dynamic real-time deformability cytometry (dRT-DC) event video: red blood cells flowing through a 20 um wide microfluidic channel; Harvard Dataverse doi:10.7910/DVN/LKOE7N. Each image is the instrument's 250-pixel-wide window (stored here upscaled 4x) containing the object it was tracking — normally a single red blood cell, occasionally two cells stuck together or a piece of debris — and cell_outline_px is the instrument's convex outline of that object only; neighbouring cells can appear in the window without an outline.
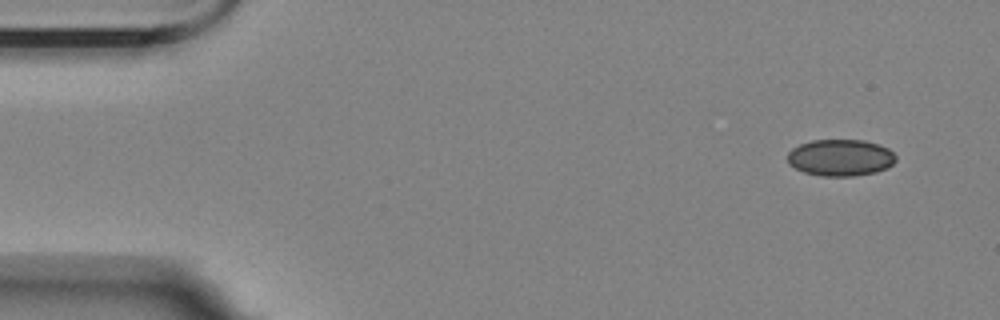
{"species": "Egyptian fruit bat (a non-hibernating species)", "species_latin": "Rousettus aegyptiacus", "temperature_condition": "room temperature", "stored_images_in_passage": 10, "camera_frame_rate_fps": 3000, "um_per_image_px": 0.085, "animal": {"sex": "female"}, "frame": {"image": 1, "passage_image": 1, "time_ms": 0.0, "image_size_px": [1000, 320], "cell_outline_px": [[896, 160], [888, 168], [876, 172], [856, 176], [820, 176], [804, 172], [788, 164], [788, 152], [792, 148], [800, 144], [812, 140], [864, 140], [880, 144], [888, 148], [896, 156]], "centroid_in_image_um": [71.45, 13.4], "position_along_channel_um": 13.5, "area_um2": 23.35}}
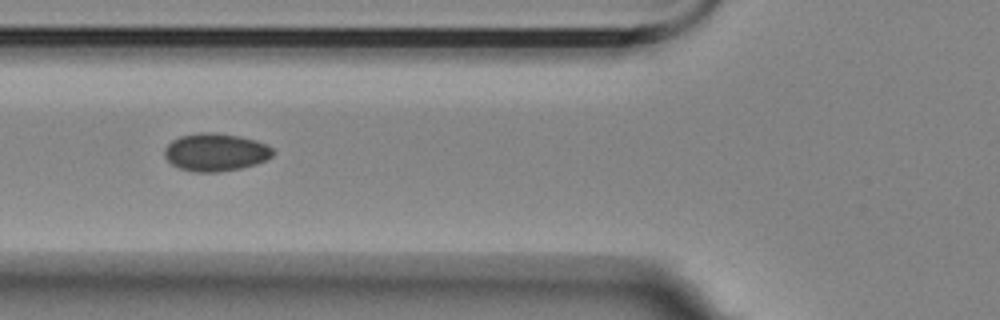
{"frame": {"image": 2, "passage_image": 6, "time_ms": 5.667, "image_size_px": [1000, 320], "cell_outline_px": [[276, 152], [272, 156], [256, 164], [240, 168], [216, 172], [192, 172], [180, 168], [172, 164], [164, 156], [164, 148], [172, 140], [180, 136], [196, 132], [216, 132], [240, 136], [256, 140], [272, 148]], "centroid_in_image_um": [18.31, 12.92], "position_along_channel_um": 107.5, "area_um2": 23.99}}
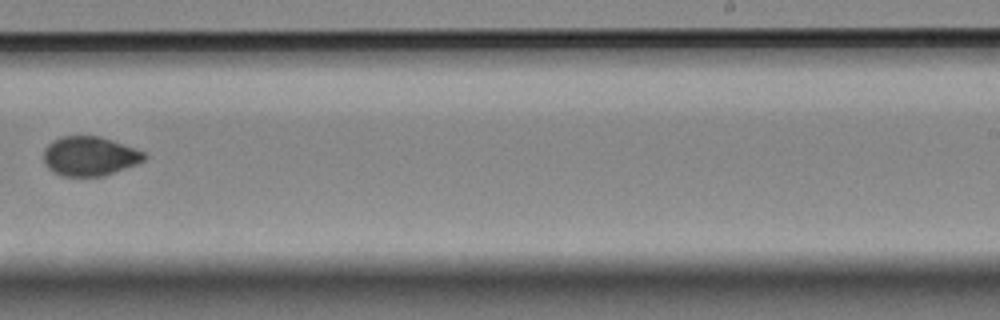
{"frame": {"image": 3, "passage_image": 10, "time_ms": 10.667, "image_size_px": [1000, 320], "cell_outline_px": [[148, 156], [144, 160], [136, 164], [104, 176], [64, 176], [52, 172], [44, 164], [44, 148], [52, 140], [60, 136], [100, 136], [112, 140], [144, 152]], "centroid_in_image_um": [7.59, 13.27], "position_along_channel_um": 281.4, "area_um2": 23.12}}